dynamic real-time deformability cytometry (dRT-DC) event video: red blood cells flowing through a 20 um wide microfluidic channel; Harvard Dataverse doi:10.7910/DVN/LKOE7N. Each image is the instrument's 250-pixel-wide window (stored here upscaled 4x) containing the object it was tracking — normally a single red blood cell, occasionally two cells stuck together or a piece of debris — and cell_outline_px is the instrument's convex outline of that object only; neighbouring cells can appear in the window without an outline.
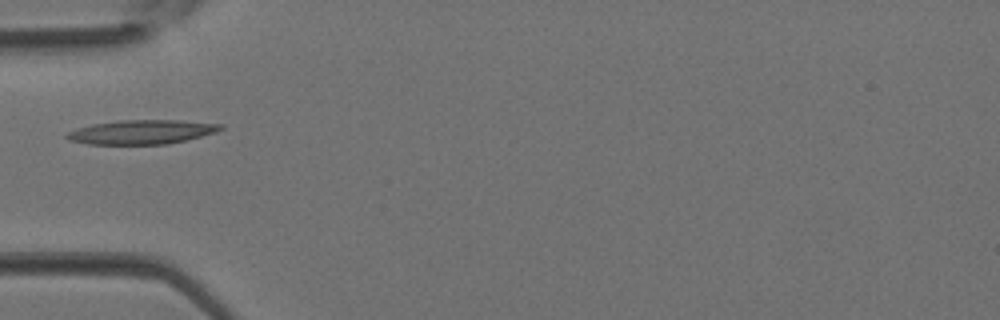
{"species": "Egyptian fruit bat (a non-hibernating species)", "species_latin": "Rousettus aegyptiacus", "temperature_condition": "room temperature", "stored_images_in_passage": 2, "camera_frame_rate_fps": 3000, "um_per_image_px": 0.085, "animal": {"sex": "female"}, "frame": {"image": 1, "passage_image": 2, "time_ms": 0.333, "image_size_px": [1000, 320], "cell_outline_px": [[224, 128], [216, 132], [168, 144], [88, 144], [68, 140], [64, 136], [68, 132], [92, 124], [120, 120], [180, 120], [224, 124]], "centroid_in_image_um": [12.06, 11.21], "position_along_channel_um": 72.9, "area_um2": 21.56}}